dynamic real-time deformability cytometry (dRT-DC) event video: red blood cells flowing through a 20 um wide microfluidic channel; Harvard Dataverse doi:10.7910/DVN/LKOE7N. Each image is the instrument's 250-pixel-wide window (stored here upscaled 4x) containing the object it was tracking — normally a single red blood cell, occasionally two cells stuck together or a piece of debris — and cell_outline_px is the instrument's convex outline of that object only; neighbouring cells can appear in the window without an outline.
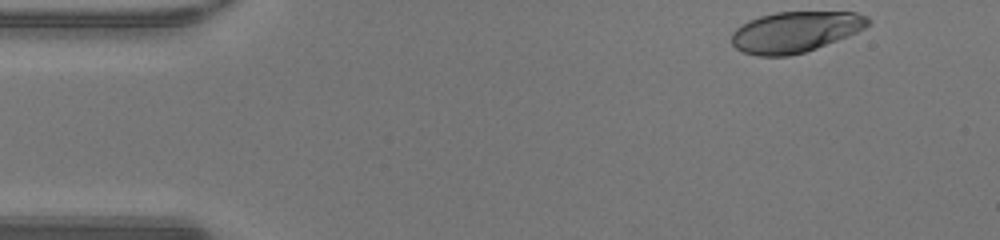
{"species": "human", "species_latin": "Homo sapiens", "temperature_condition": "warm", "stored_images_in_passage": 42, "camera_frame_rate_fps": 3000, "um_per_image_px": 0.085, "donor": {"sex": "male"}, "frame": {"image": 1, "passage_image": 1, "time_ms": 0.0, "image_size_px": [1000, 240], "cell_outline_px": [[872, 20], [864, 28], [856, 32], [816, 48], [804, 52], [788, 56], [756, 56], [744, 52], [736, 48], [732, 44], [732, 32], [740, 24], [748, 20], [760, 16], [776, 12], [856, 12], [868, 16]], "centroid_in_image_um": [67.57, 2.7], "position_along_channel_um": 17.4, "area_um2": 32.37}}
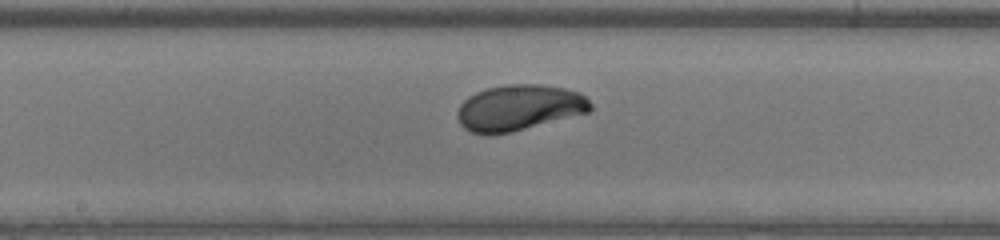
{"frame": {"image": 2, "passage_image": 21, "time_ms": 6.667, "image_size_px": [1000, 240], "cell_outline_px": [[592, 108], [588, 112], [512, 132], [488, 136], [472, 132], [464, 128], [460, 124], [456, 116], [456, 112], [460, 104], [468, 96], [476, 92], [488, 88], [504, 84], [540, 84], [564, 88], [580, 92], [592, 104]], "centroid_in_image_um": [44.08, 9.16], "position_along_channel_um": 204.1, "area_um2": 35.78}}
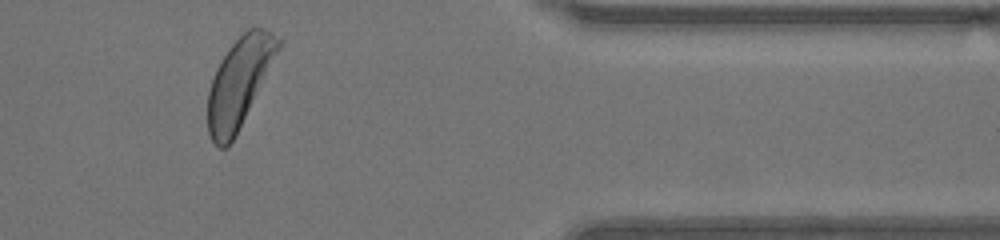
{"frame": {"image": 3, "passage_image": 36, "time_ms": 11.667, "image_size_px": [1000, 240], "cell_outline_px": [[280, 48], [232, 140], [224, 148], [220, 148], [212, 140], [208, 132], [208, 92], [212, 76], [216, 68], [228, 48], [248, 28], [264, 28], [272, 32], [280, 40]], "centroid_in_image_um": [20.3, 6.96], "position_along_channel_um": 391.1, "area_um2": 35.37}, "authors_computed_cell_mechanics": {"area_um2": 35.3158, "velocity_mm_per_s": 4.2962, "shape_relaxation_time_tau1_ms": 3.1829, "shape_relaxation_time_tau2_ms": null, "deformation_change_tau1": 0.1919, "deformation_change_tau2": null}}